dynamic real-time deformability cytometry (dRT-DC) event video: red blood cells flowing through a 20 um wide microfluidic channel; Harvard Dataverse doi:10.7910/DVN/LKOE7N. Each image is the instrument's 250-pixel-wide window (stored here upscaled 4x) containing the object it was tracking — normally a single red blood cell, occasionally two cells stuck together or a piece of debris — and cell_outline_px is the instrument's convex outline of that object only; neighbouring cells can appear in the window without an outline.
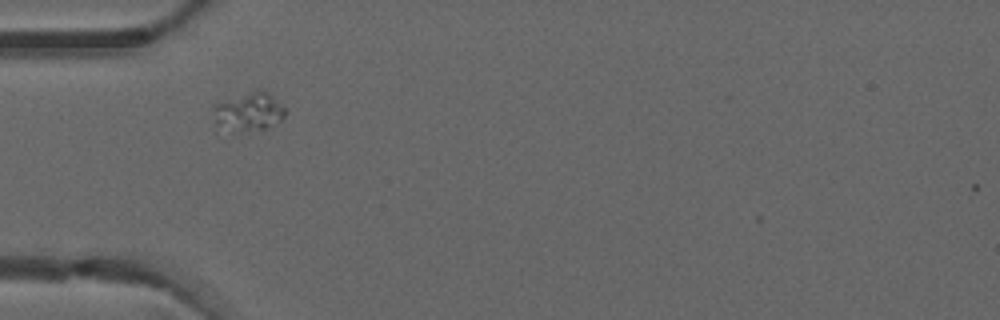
{"species": "common noctule bat (a hibernating species)", "species_latin": "Nyctalus noctula", "temperature_condition": "warm", "stored_images_in_passage": 4, "camera_frame_rate_fps": 3000, "um_per_image_px": 0.085, "animal": {"sex": "male", "forearm_length_mm": 52.5}, "frame": {"image": 1, "passage_image": 1, "time_ms": 0.0, "image_size_px": [1000, 320], "cell_outline_px": [[288, 112], [280, 120], [268, 128], [240, 132], [236, 132], [216, 124], [212, 108], [216, 104], [260, 88], [268, 92]], "centroid_in_image_um": [21.17, 9.5], "position_along_channel_um": 63.8, "area_um2": 15.9}}
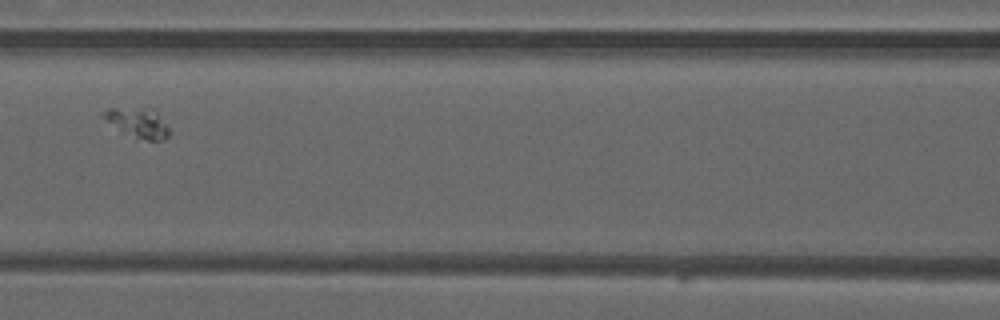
{"frame": {"image": 2, "passage_image": 3, "time_ms": 0.667, "image_size_px": [1000, 320], "cell_outline_px": [[172, 132], [164, 140], [148, 140], [120, 132], [100, 116], [100, 112], [108, 108], [152, 108], [156, 112]], "centroid_in_image_um": [11.68, 10.42], "position_along_channel_um": 154.9, "area_um2": 11.5}}
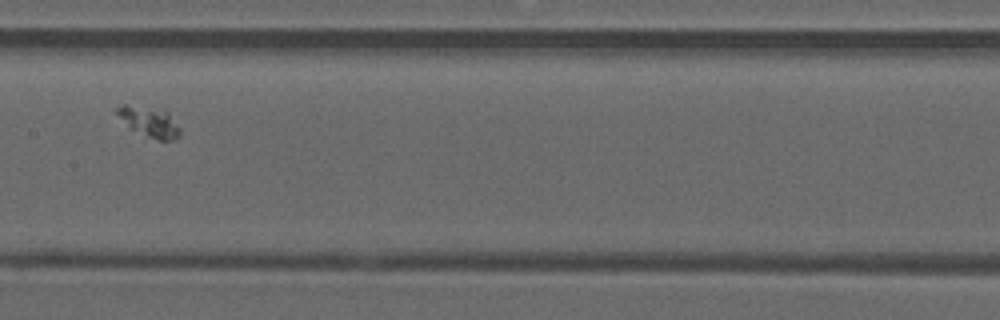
{"frame": {"image": 3, "passage_image": 4, "time_ms": 1.0, "image_size_px": [1000, 320], "cell_outline_px": [[180, 136], [176, 140], [160, 140], [148, 136], [128, 128], [112, 108], [120, 104], [124, 104], [164, 108], [168, 112], [180, 128]], "centroid_in_image_um": [12.67, 10.31], "position_along_channel_um": 194.7, "area_um2": 11.5}}